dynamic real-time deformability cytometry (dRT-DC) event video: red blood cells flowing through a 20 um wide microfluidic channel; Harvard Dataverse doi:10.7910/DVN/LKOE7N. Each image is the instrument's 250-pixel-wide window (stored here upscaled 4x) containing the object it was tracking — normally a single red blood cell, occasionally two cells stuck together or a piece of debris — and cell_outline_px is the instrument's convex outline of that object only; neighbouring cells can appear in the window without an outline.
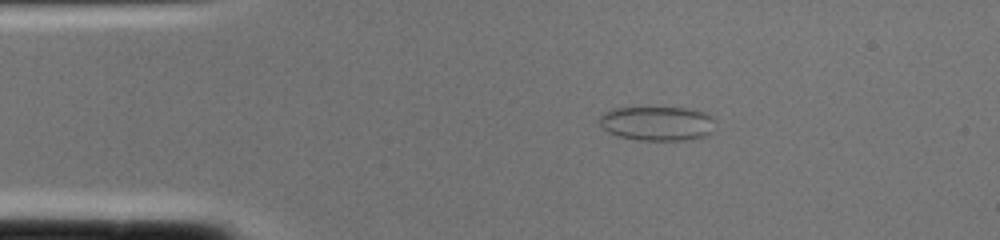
{"species": "common noctule bat (a hibernating species)", "species_latin": "Nyctalus noctula", "temperature_condition": "cold", "stored_images_in_passage": 1, "camera_frame_rate_fps": 3000, "um_per_image_px": 0.085, "animal": {"sex": "female", "body_mass_g": 22.0, "forearm_length_mm": 56.7}, "frame": {"image": 1, "passage_image": 1, "time_ms": 0.0, "image_size_px": [1000, 240], "cell_outline_px": [[716, 120], [712, 132], [708, 136], [692, 140], [636, 140], [620, 136], [608, 132], [600, 124], [600, 116], [604, 112], [612, 108], [692, 108], [704, 112], [712, 116]], "centroid_in_image_um": [55.93, 10.5], "position_along_channel_um": 29.1, "area_um2": 23.47}}